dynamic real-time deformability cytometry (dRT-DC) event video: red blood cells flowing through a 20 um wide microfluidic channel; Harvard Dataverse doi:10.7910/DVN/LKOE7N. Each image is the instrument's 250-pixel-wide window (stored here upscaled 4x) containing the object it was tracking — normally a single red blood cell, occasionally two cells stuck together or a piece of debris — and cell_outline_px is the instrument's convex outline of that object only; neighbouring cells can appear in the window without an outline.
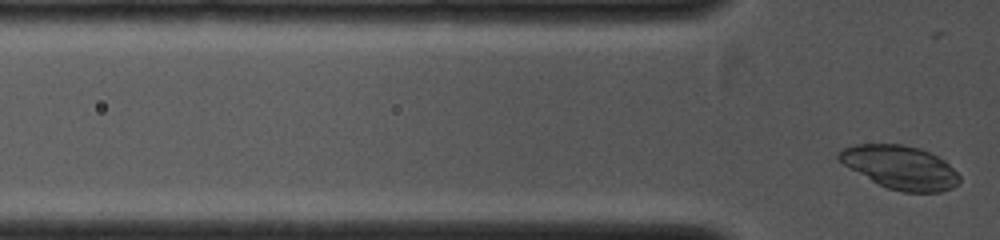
{"species": "common noctule bat (a hibernating species)", "species_latin": "Nyctalus noctula", "temperature_condition": "cold", "stored_images_in_passage": 5, "segment_of_instrument_passage": [2, 2], "camera_frame_rate_fps": 4000, "um_per_image_px": 0.085, "animal": {"sex": "female", "body_mass_g": 19.0, "forearm_length_mm": 53.3}, "frame": {"image": 1, "passage_image": 5, "time_ms": 2.75, "image_size_px": [1000, 240], "cell_outline_px": [[960, 180], [952, 188], [940, 192], [904, 192], [888, 188], [872, 180], [844, 164], [836, 156], [836, 152], [844, 148], [856, 144], [904, 144], [920, 148], [944, 160], [960, 176]], "centroid_in_image_um": [76.53, 14.21], "position_along_channel_um": 49.3, "area_um2": 30.06}}